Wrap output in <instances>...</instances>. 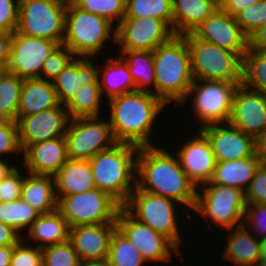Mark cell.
Segmentation results:
<instances>
[{
	"label": "cell",
	"instance_id": "1",
	"mask_svg": "<svg viewBox=\"0 0 266 266\" xmlns=\"http://www.w3.org/2000/svg\"><path fill=\"white\" fill-rule=\"evenodd\" d=\"M158 146L139 147L136 187L195 208L197 187L182 170L176 155Z\"/></svg>",
	"mask_w": 266,
	"mask_h": 266
},
{
	"label": "cell",
	"instance_id": "2",
	"mask_svg": "<svg viewBox=\"0 0 266 266\" xmlns=\"http://www.w3.org/2000/svg\"><path fill=\"white\" fill-rule=\"evenodd\" d=\"M110 126L117 143L137 147L156 146L150 143L155 119L166 104L151 92L136 90L108 100Z\"/></svg>",
	"mask_w": 266,
	"mask_h": 266
},
{
	"label": "cell",
	"instance_id": "3",
	"mask_svg": "<svg viewBox=\"0 0 266 266\" xmlns=\"http://www.w3.org/2000/svg\"><path fill=\"white\" fill-rule=\"evenodd\" d=\"M153 56L155 96L166 105L184 103L194 80L187 35H175L169 42L157 47Z\"/></svg>",
	"mask_w": 266,
	"mask_h": 266
},
{
	"label": "cell",
	"instance_id": "4",
	"mask_svg": "<svg viewBox=\"0 0 266 266\" xmlns=\"http://www.w3.org/2000/svg\"><path fill=\"white\" fill-rule=\"evenodd\" d=\"M138 149L132 144L116 143L89 160L96 188L110 195L122 207L136 188Z\"/></svg>",
	"mask_w": 266,
	"mask_h": 266
},
{
	"label": "cell",
	"instance_id": "5",
	"mask_svg": "<svg viewBox=\"0 0 266 266\" xmlns=\"http://www.w3.org/2000/svg\"><path fill=\"white\" fill-rule=\"evenodd\" d=\"M112 36V37H111ZM116 44V26L108 19L78 8L68 0L65 37L62 45L76 57H95L103 51L106 41Z\"/></svg>",
	"mask_w": 266,
	"mask_h": 266
},
{
	"label": "cell",
	"instance_id": "6",
	"mask_svg": "<svg viewBox=\"0 0 266 266\" xmlns=\"http://www.w3.org/2000/svg\"><path fill=\"white\" fill-rule=\"evenodd\" d=\"M245 192L230 186L204 184L197 191L196 205L193 211L199 213L210 224L223 229H232L243 225L246 210ZM211 220V221H210Z\"/></svg>",
	"mask_w": 266,
	"mask_h": 266
},
{
	"label": "cell",
	"instance_id": "7",
	"mask_svg": "<svg viewBox=\"0 0 266 266\" xmlns=\"http://www.w3.org/2000/svg\"><path fill=\"white\" fill-rule=\"evenodd\" d=\"M194 80L242 82V59L234 52L187 34Z\"/></svg>",
	"mask_w": 266,
	"mask_h": 266
},
{
	"label": "cell",
	"instance_id": "8",
	"mask_svg": "<svg viewBox=\"0 0 266 266\" xmlns=\"http://www.w3.org/2000/svg\"><path fill=\"white\" fill-rule=\"evenodd\" d=\"M68 0H27L19 4L17 32L62 45Z\"/></svg>",
	"mask_w": 266,
	"mask_h": 266
},
{
	"label": "cell",
	"instance_id": "9",
	"mask_svg": "<svg viewBox=\"0 0 266 266\" xmlns=\"http://www.w3.org/2000/svg\"><path fill=\"white\" fill-rule=\"evenodd\" d=\"M57 197V210L69 227L87 224L116 223L122 207L107 193L95 188L90 191Z\"/></svg>",
	"mask_w": 266,
	"mask_h": 266
},
{
	"label": "cell",
	"instance_id": "10",
	"mask_svg": "<svg viewBox=\"0 0 266 266\" xmlns=\"http://www.w3.org/2000/svg\"><path fill=\"white\" fill-rule=\"evenodd\" d=\"M176 203L181 205L172 199L136 187L123 207L139 222L166 236L179 248L182 238L176 221Z\"/></svg>",
	"mask_w": 266,
	"mask_h": 266
},
{
	"label": "cell",
	"instance_id": "11",
	"mask_svg": "<svg viewBox=\"0 0 266 266\" xmlns=\"http://www.w3.org/2000/svg\"><path fill=\"white\" fill-rule=\"evenodd\" d=\"M241 82L193 80L189 95H193V113L203 128L210 124L229 123L235 92ZM195 95H194V94Z\"/></svg>",
	"mask_w": 266,
	"mask_h": 266
},
{
	"label": "cell",
	"instance_id": "12",
	"mask_svg": "<svg viewBox=\"0 0 266 266\" xmlns=\"http://www.w3.org/2000/svg\"><path fill=\"white\" fill-rule=\"evenodd\" d=\"M101 120L99 117L70 119L65 134L69 159L89 161L117 143L109 120Z\"/></svg>",
	"mask_w": 266,
	"mask_h": 266
},
{
	"label": "cell",
	"instance_id": "13",
	"mask_svg": "<svg viewBox=\"0 0 266 266\" xmlns=\"http://www.w3.org/2000/svg\"><path fill=\"white\" fill-rule=\"evenodd\" d=\"M116 225L146 262H169L172 261V252L181 254L179 248L169 238L139 222L124 207L118 212Z\"/></svg>",
	"mask_w": 266,
	"mask_h": 266
},
{
	"label": "cell",
	"instance_id": "14",
	"mask_svg": "<svg viewBox=\"0 0 266 266\" xmlns=\"http://www.w3.org/2000/svg\"><path fill=\"white\" fill-rule=\"evenodd\" d=\"M174 36V31L165 21L149 16L123 18L116 26L119 50L154 51Z\"/></svg>",
	"mask_w": 266,
	"mask_h": 266
},
{
	"label": "cell",
	"instance_id": "15",
	"mask_svg": "<svg viewBox=\"0 0 266 266\" xmlns=\"http://www.w3.org/2000/svg\"><path fill=\"white\" fill-rule=\"evenodd\" d=\"M58 46L54 41L15 31L10 61L5 69L22 79L40 78L45 60Z\"/></svg>",
	"mask_w": 266,
	"mask_h": 266
},
{
	"label": "cell",
	"instance_id": "16",
	"mask_svg": "<svg viewBox=\"0 0 266 266\" xmlns=\"http://www.w3.org/2000/svg\"><path fill=\"white\" fill-rule=\"evenodd\" d=\"M69 121L68 111L62 104L21 117L17 121V126L22 151L35 143L65 136Z\"/></svg>",
	"mask_w": 266,
	"mask_h": 266
},
{
	"label": "cell",
	"instance_id": "17",
	"mask_svg": "<svg viewBox=\"0 0 266 266\" xmlns=\"http://www.w3.org/2000/svg\"><path fill=\"white\" fill-rule=\"evenodd\" d=\"M192 34L202 41L236 53L241 59L248 50V37L235 17L223 10H215Z\"/></svg>",
	"mask_w": 266,
	"mask_h": 266
},
{
	"label": "cell",
	"instance_id": "18",
	"mask_svg": "<svg viewBox=\"0 0 266 266\" xmlns=\"http://www.w3.org/2000/svg\"><path fill=\"white\" fill-rule=\"evenodd\" d=\"M174 154L184 173L197 188L211 181L217 161L209 140L200 129L193 138L182 143Z\"/></svg>",
	"mask_w": 266,
	"mask_h": 266
},
{
	"label": "cell",
	"instance_id": "19",
	"mask_svg": "<svg viewBox=\"0 0 266 266\" xmlns=\"http://www.w3.org/2000/svg\"><path fill=\"white\" fill-rule=\"evenodd\" d=\"M229 123L255 139L266 132V94L240 84Z\"/></svg>",
	"mask_w": 266,
	"mask_h": 266
},
{
	"label": "cell",
	"instance_id": "20",
	"mask_svg": "<svg viewBox=\"0 0 266 266\" xmlns=\"http://www.w3.org/2000/svg\"><path fill=\"white\" fill-rule=\"evenodd\" d=\"M198 129L209 140L216 161L238 160L255 156V138L230 123L210 124Z\"/></svg>",
	"mask_w": 266,
	"mask_h": 266
},
{
	"label": "cell",
	"instance_id": "21",
	"mask_svg": "<svg viewBox=\"0 0 266 266\" xmlns=\"http://www.w3.org/2000/svg\"><path fill=\"white\" fill-rule=\"evenodd\" d=\"M116 223L87 224L71 227L69 241L81 261L107 260Z\"/></svg>",
	"mask_w": 266,
	"mask_h": 266
},
{
	"label": "cell",
	"instance_id": "22",
	"mask_svg": "<svg viewBox=\"0 0 266 266\" xmlns=\"http://www.w3.org/2000/svg\"><path fill=\"white\" fill-rule=\"evenodd\" d=\"M65 136L30 145L23 152L27 173L54 176L68 161Z\"/></svg>",
	"mask_w": 266,
	"mask_h": 266
},
{
	"label": "cell",
	"instance_id": "23",
	"mask_svg": "<svg viewBox=\"0 0 266 266\" xmlns=\"http://www.w3.org/2000/svg\"><path fill=\"white\" fill-rule=\"evenodd\" d=\"M99 72L92 58L76 57L53 80L60 104L66 105L81 85H99Z\"/></svg>",
	"mask_w": 266,
	"mask_h": 266
},
{
	"label": "cell",
	"instance_id": "24",
	"mask_svg": "<svg viewBox=\"0 0 266 266\" xmlns=\"http://www.w3.org/2000/svg\"><path fill=\"white\" fill-rule=\"evenodd\" d=\"M228 237L223 258L234 266H261L259 238L243 224L227 229ZM230 233V234H229Z\"/></svg>",
	"mask_w": 266,
	"mask_h": 266
},
{
	"label": "cell",
	"instance_id": "25",
	"mask_svg": "<svg viewBox=\"0 0 266 266\" xmlns=\"http://www.w3.org/2000/svg\"><path fill=\"white\" fill-rule=\"evenodd\" d=\"M60 105L53 81L24 79L17 109L16 122L23 116L36 114Z\"/></svg>",
	"mask_w": 266,
	"mask_h": 266
},
{
	"label": "cell",
	"instance_id": "26",
	"mask_svg": "<svg viewBox=\"0 0 266 266\" xmlns=\"http://www.w3.org/2000/svg\"><path fill=\"white\" fill-rule=\"evenodd\" d=\"M53 177L56 196L77 194L96 188L88 160L68 159Z\"/></svg>",
	"mask_w": 266,
	"mask_h": 266
},
{
	"label": "cell",
	"instance_id": "27",
	"mask_svg": "<svg viewBox=\"0 0 266 266\" xmlns=\"http://www.w3.org/2000/svg\"><path fill=\"white\" fill-rule=\"evenodd\" d=\"M24 177L21 199L33 207L40 215L57 210V197L53 176L27 174Z\"/></svg>",
	"mask_w": 266,
	"mask_h": 266
},
{
	"label": "cell",
	"instance_id": "28",
	"mask_svg": "<svg viewBox=\"0 0 266 266\" xmlns=\"http://www.w3.org/2000/svg\"><path fill=\"white\" fill-rule=\"evenodd\" d=\"M259 166L256 155L245 159L217 161L213 177L206 184L230 186L245 192Z\"/></svg>",
	"mask_w": 266,
	"mask_h": 266
},
{
	"label": "cell",
	"instance_id": "29",
	"mask_svg": "<svg viewBox=\"0 0 266 266\" xmlns=\"http://www.w3.org/2000/svg\"><path fill=\"white\" fill-rule=\"evenodd\" d=\"M172 30L175 35L192 33L216 9L204 0H172Z\"/></svg>",
	"mask_w": 266,
	"mask_h": 266
},
{
	"label": "cell",
	"instance_id": "30",
	"mask_svg": "<svg viewBox=\"0 0 266 266\" xmlns=\"http://www.w3.org/2000/svg\"><path fill=\"white\" fill-rule=\"evenodd\" d=\"M70 227L66 219L56 210L51 213L41 214L30 226L28 235L38 248L63 243L69 240ZM39 242V243H38Z\"/></svg>",
	"mask_w": 266,
	"mask_h": 266
},
{
	"label": "cell",
	"instance_id": "31",
	"mask_svg": "<svg viewBox=\"0 0 266 266\" xmlns=\"http://www.w3.org/2000/svg\"><path fill=\"white\" fill-rule=\"evenodd\" d=\"M106 64L99 73V87L103 96L110 100L128 92L136 91V86L132 80L128 65L119 56L118 58H107Z\"/></svg>",
	"mask_w": 266,
	"mask_h": 266
},
{
	"label": "cell",
	"instance_id": "32",
	"mask_svg": "<svg viewBox=\"0 0 266 266\" xmlns=\"http://www.w3.org/2000/svg\"><path fill=\"white\" fill-rule=\"evenodd\" d=\"M128 65L136 90L151 92L155 96V69L153 51L119 50ZM154 88L148 89L149 85Z\"/></svg>",
	"mask_w": 266,
	"mask_h": 266
},
{
	"label": "cell",
	"instance_id": "33",
	"mask_svg": "<svg viewBox=\"0 0 266 266\" xmlns=\"http://www.w3.org/2000/svg\"><path fill=\"white\" fill-rule=\"evenodd\" d=\"M102 93L99 85H81L65 105L70 119L99 117Z\"/></svg>",
	"mask_w": 266,
	"mask_h": 266
},
{
	"label": "cell",
	"instance_id": "34",
	"mask_svg": "<svg viewBox=\"0 0 266 266\" xmlns=\"http://www.w3.org/2000/svg\"><path fill=\"white\" fill-rule=\"evenodd\" d=\"M24 79L0 69V116L16 122L17 109Z\"/></svg>",
	"mask_w": 266,
	"mask_h": 266
},
{
	"label": "cell",
	"instance_id": "35",
	"mask_svg": "<svg viewBox=\"0 0 266 266\" xmlns=\"http://www.w3.org/2000/svg\"><path fill=\"white\" fill-rule=\"evenodd\" d=\"M241 84L266 94V52L247 50L242 58Z\"/></svg>",
	"mask_w": 266,
	"mask_h": 266
},
{
	"label": "cell",
	"instance_id": "36",
	"mask_svg": "<svg viewBox=\"0 0 266 266\" xmlns=\"http://www.w3.org/2000/svg\"><path fill=\"white\" fill-rule=\"evenodd\" d=\"M39 213L21 198L11 202H0V221L18 233L38 219ZM29 226V227H28Z\"/></svg>",
	"mask_w": 266,
	"mask_h": 266
},
{
	"label": "cell",
	"instance_id": "37",
	"mask_svg": "<svg viewBox=\"0 0 266 266\" xmlns=\"http://www.w3.org/2000/svg\"><path fill=\"white\" fill-rule=\"evenodd\" d=\"M145 16L163 20L172 28V0H126L124 18Z\"/></svg>",
	"mask_w": 266,
	"mask_h": 266
},
{
	"label": "cell",
	"instance_id": "38",
	"mask_svg": "<svg viewBox=\"0 0 266 266\" xmlns=\"http://www.w3.org/2000/svg\"><path fill=\"white\" fill-rule=\"evenodd\" d=\"M107 262L109 266H142L146 263L137 248L118 228L112 234Z\"/></svg>",
	"mask_w": 266,
	"mask_h": 266
},
{
	"label": "cell",
	"instance_id": "39",
	"mask_svg": "<svg viewBox=\"0 0 266 266\" xmlns=\"http://www.w3.org/2000/svg\"><path fill=\"white\" fill-rule=\"evenodd\" d=\"M78 8L102 16L116 26L125 17L126 0H71Z\"/></svg>",
	"mask_w": 266,
	"mask_h": 266
},
{
	"label": "cell",
	"instance_id": "40",
	"mask_svg": "<svg viewBox=\"0 0 266 266\" xmlns=\"http://www.w3.org/2000/svg\"><path fill=\"white\" fill-rule=\"evenodd\" d=\"M43 266H79L81 259L68 240L42 248Z\"/></svg>",
	"mask_w": 266,
	"mask_h": 266
},
{
	"label": "cell",
	"instance_id": "41",
	"mask_svg": "<svg viewBox=\"0 0 266 266\" xmlns=\"http://www.w3.org/2000/svg\"><path fill=\"white\" fill-rule=\"evenodd\" d=\"M234 17L241 30L249 37L255 30L266 24V0L241 10Z\"/></svg>",
	"mask_w": 266,
	"mask_h": 266
},
{
	"label": "cell",
	"instance_id": "42",
	"mask_svg": "<svg viewBox=\"0 0 266 266\" xmlns=\"http://www.w3.org/2000/svg\"><path fill=\"white\" fill-rule=\"evenodd\" d=\"M75 58L70 49L59 45L45 60L39 79L53 81Z\"/></svg>",
	"mask_w": 266,
	"mask_h": 266
},
{
	"label": "cell",
	"instance_id": "43",
	"mask_svg": "<svg viewBox=\"0 0 266 266\" xmlns=\"http://www.w3.org/2000/svg\"><path fill=\"white\" fill-rule=\"evenodd\" d=\"M43 251L37 246H26L21 240L12 252L10 266H43Z\"/></svg>",
	"mask_w": 266,
	"mask_h": 266
},
{
	"label": "cell",
	"instance_id": "44",
	"mask_svg": "<svg viewBox=\"0 0 266 266\" xmlns=\"http://www.w3.org/2000/svg\"><path fill=\"white\" fill-rule=\"evenodd\" d=\"M9 153L19 155L23 151L19 142L17 122L6 120L0 125V158Z\"/></svg>",
	"mask_w": 266,
	"mask_h": 266
},
{
	"label": "cell",
	"instance_id": "45",
	"mask_svg": "<svg viewBox=\"0 0 266 266\" xmlns=\"http://www.w3.org/2000/svg\"><path fill=\"white\" fill-rule=\"evenodd\" d=\"M243 223L258 238L265 237L266 236V204H247Z\"/></svg>",
	"mask_w": 266,
	"mask_h": 266
},
{
	"label": "cell",
	"instance_id": "46",
	"mask_svg": "<svg viewBox=\"0 0 266 266\" xmlns=\"http://www.w3.org/2000/svg\"><path fill=\"white\" fill-rule=\"evenodd\" d=\"M247 204H266V168L259 166L245 191Z\"/></svg>",
	"mask_w": 266,
	"mask_h": 266
},
{
	"label": "cell",
	"instance_id": "47",
	"mask_svg": "<svg viewBox=\"0 0 266 266\" xmlns=\"http://www.w3.org/2000/svg\"><path fill=\"white\" fill-rule=\"evenodd\" d=\"M19 1L0 0V31L13 34L19 20Z\"/></svg>",
	"mask_w": 266,
	"mask_h": 266
},
{
	"label": "cell",
	"instance_id": "48",
	"mask_svg": "<svg viewBox=\"0 0 266 266\" xmlns=\"http://www.w3.org/2000/svg\"><path fill=\"white\" fill-rule=\"evenodd\" d=\"M19 168H15L0 182V197L2 201L11 202L21 198V190L25 176Z\"/></svg>",
	"mask_w": 266,
	"mask_h": 266
},
{
	"label": "cell",
	"instance_id": "49",
	"mask_svg": "<svg viewBox=\"0 0 266 266\" xmlns=\"http://www.w3.org/2000/svg\"><path fill=\"white\" fill-rule=\"evenodd\" d=\"M12 34L0 31V69H5L11 57Z\"/></svg>",
	"mask_w": 266,
	"mask_h": 266
},
{
	"label": "cell",
	"instance_id": "50",
	"mask_svg": "<svg viewBox=\"0 0 266 266\" xmlns=\"http://www.w3.org/2000/svg\"><path fill=\"white\" fill-rule=\"evenodd\" d=\"M21 240L20 233L0 221V246H15Z\"/></svg>",
	"mask_w": 266,
	"mask_h": 266
},
{
	"label": "cell",
	"instance_id": "51",
	"mask_svg": "<svg viewBox=\"0 0 266 266\" xmlns=\"http://www.w3.org/2000/svg\"><path fill=\"white\" fill-rule=\"evenodd\" d=\"M248 49L266 52V24L248 37Z\"/></svg>",
	"mask_w": 266,
	"mask_h": 266
},
{
	"label": "cell",
	"instance_id": "52",
	"mask_svg": "<svg viewBox=\"0 0 266 266\" xmlns=\"http://www.w3.org/2000/svg\"><path fill=\"white\" fill-rule=\"evenodd\" d=\"M260 1L262 0H223L222 10L231 16H235L241 10Z\"/></svg>",
	"mask_w": 266,
	"mask_h": 266
},
{
	"label": "cell",
	"instance_id": "53",
	"mask_svg": "<svg viewBox=\"0 0 266 266\" xmlns=\"http://www.w3.org/2000/svg\"><path fill=\"white\" fill-rule=\"evenodd\" d=\"M255 155L260 166L266 168V132L255 139Z\"/></svg>",
	"mask_w": 266,
	"mask_h": 266
},
{
	"label": "cell",
	"instance_id": "54",
	"mask_svg": "<svg viewBox=\"0 0 266 266\" xmlns=\"http://www.w3.org/2000/svg\"><path fill=\"white\" fill-rule=\"evenodd\" d=\"M14 247L15 246H0V266H10Z\"/></svg>",
	"mask_w": 266,
	"mask_h": 266
},
{
	"label": "cell",
	"instance_id": "55",
	"mask_svg": "<svg viewBox=\"0 0 266 266\" xmlns=\"http://www.w3.org/2000/svg\"><path fill=\"white\" fill-rule=\"evenodd\" d=\"M8 161H4V158H0V182L6 178L16 167L11 166Z\"/></svg>",
	"mask_w": 266,
	"mask_h": 266
},
{
	"label": "cell",
	"instance_id": "56",
	"mask_svg": "<svg viewBox=\"0 0 266 266\" xmlns=\"http://www.w3.org/2000/svg\"><path fill=\"white\" fill-rule=\"evenodd\" d=\"M262 263H266V236L259 238Z\"/></svg>",
	"mask_w": 266,
	"mask_h": 266
},
{
	"label": "cell",
	"instance_id": "57",
	"mask_svg": "<svg viewBox=\"0 0 266 266\" xmlns=\"http://www.w3.org/2000/svg\"><path fill=\"white\" fill-rule=\"evenodd\" d=\"M79 266H109L107 260L101 261H81Z\"/></svg>",
	"mask_w": 266,
	"mask_h": 266
},
{
	"label": "cell",
	"instance_id": "58",
	"mask_svg": "<svg viewBox=\"0 0 266 266\" xmlns=\"http://www.w3.org/2000/svg\"><path fill=\"white\" fill-rule=\"evenodd\" d=\"M204 1L212 5L216 10H222L223 0H204Z\"/></svg>",
	"mask_w": 266,
	"mask_h": 266
},
{
	"label": "cell",
	"instance_id": "59",
	"mask_svg": "<svg viewBox=\"0 0 266 266\" xmlns=\"http://www.w3.org/2000/svg\"><path fill=\"white\" fill-rule=\"evenodd\" d=\"M5 121H6V119H4L2 116H0V125H2Z\"/></svg>",
	"mask_w": 266,
	"mask_h": 266
}]
</instances>
